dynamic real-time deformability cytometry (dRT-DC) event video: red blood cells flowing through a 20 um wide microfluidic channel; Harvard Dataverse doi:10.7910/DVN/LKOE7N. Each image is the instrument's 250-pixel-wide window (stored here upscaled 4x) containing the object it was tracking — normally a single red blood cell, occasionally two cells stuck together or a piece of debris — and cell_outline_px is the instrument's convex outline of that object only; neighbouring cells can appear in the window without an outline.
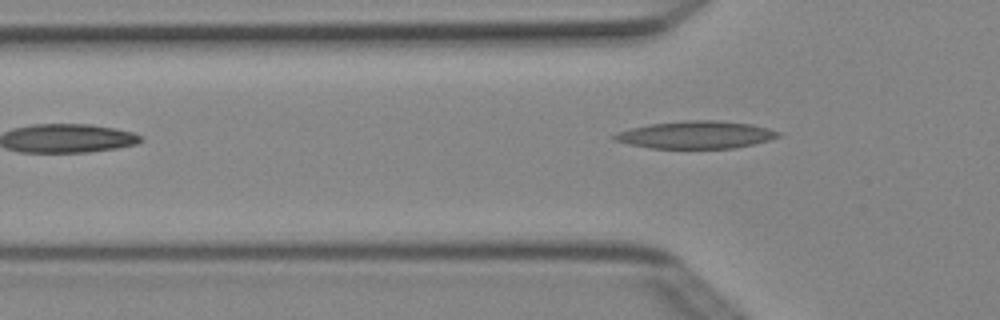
{"species": "Egyptian fruit bat (a non-hibernating species)", "species_latin": "Rousettus aegyptiacus", "temperature_condition": "cold", "stored_images_in_passage": 4, "camera_frame_rate_fps": 3000, "um_per_image_px": 0.085, "animal": {"sex": "female"}, "frame": {"image": 1, "passage_image": 3, "time_ms": 0.667, "image_size_px": [1000, 320], "cell_outline_px": [[780, 136], [768, 140], [736, 148], [648, 148], [628, 144], [612, 140], [612, 136], [616, 132], [648, 124], [684, 120], [720, 120], [752, 124], [768, 128], [780, 132]], "centroid_in_image_um": [59.12, 11.45], "position_along_channel_um": 66.7, "area_um2": 26.41}}
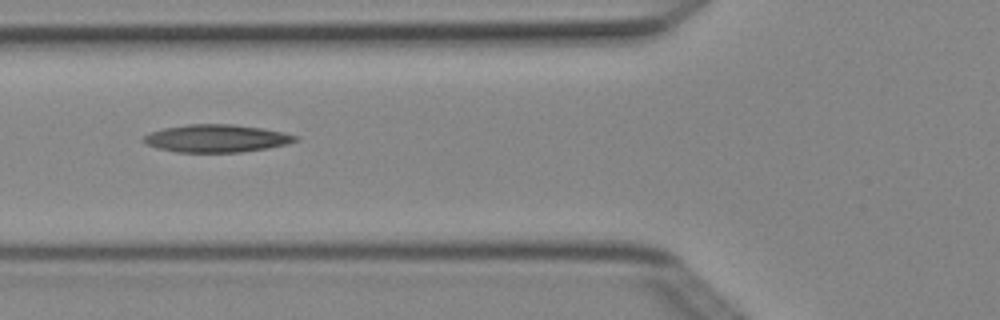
{"frame": {"image": 2, "passage_image": 4, "time_ms": 1.0, "image_size_px": [1000, 320], "cell_outline_px": [[300, 140], [288, 144], [268, 148], [240, 152], [176, 152], [156, 148], [144, 144], [140, 140], [148, 132], [164, 128], [188, 124], [232, 124], [264, 128], [284, 132], [300, 136]], "centroid_in_image_um": [18.4, 11.76], "position_along_channel_um": 107.4, "area_um2": 24.91}}